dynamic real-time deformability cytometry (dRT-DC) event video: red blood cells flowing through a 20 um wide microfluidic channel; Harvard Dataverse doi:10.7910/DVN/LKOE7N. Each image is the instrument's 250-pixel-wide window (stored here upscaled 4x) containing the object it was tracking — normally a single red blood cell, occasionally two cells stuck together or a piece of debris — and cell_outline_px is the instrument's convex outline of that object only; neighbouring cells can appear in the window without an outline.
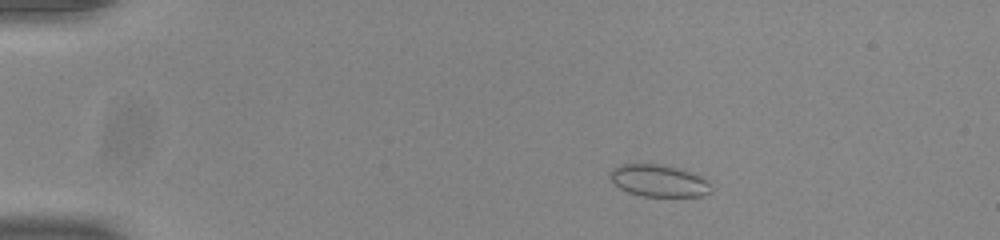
{"species": "common noctule bat (a hibernating species)", "species_latin": "Nyctalus noctula", "temperature_condition": "room temperature", "stored_images_in_passage": 47, "camera_frame_rate_fps": 3000, "um_per_image_px": 0.085, "animal": {"sex": "male", "body_mass_g": 20.0, "forearm_length_mm": 53.3}, "frame": {"image": 1, "passage_image": 3, "time_ms": 0.667, "image_size_px": [1000, 240], "cell_outline_px": [[712, 192], [704, 196], [644, 196], [628, 192], [620, 188], [608, 176], [612, 168], [624, 164], [660, 164], [676, 168], [700, 176], [708, 184]], "centroid_in_image_um": [55.96, 15.37], "position_along_channel_um": 29.0, "area_um2": 18.5}}
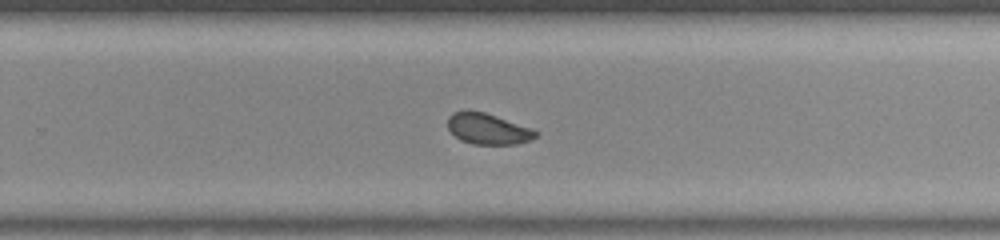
{"frame": {"image": 2, "passage_image": 29, "time_ms": 9.333, "image_size_px": [1000, 240], "cell_outline_px": [[536, 136], [528, 140], [516, 144], [472, 144], [460, 140], [448, 128], [448, 116], [452, 112], [468, 108], [484, 112], [532, 128], [536, 132]], "centroid_in_image_um": [41.4, 10.92], "position_along_channel_um": 288.4, "area_um2": 15.9}}
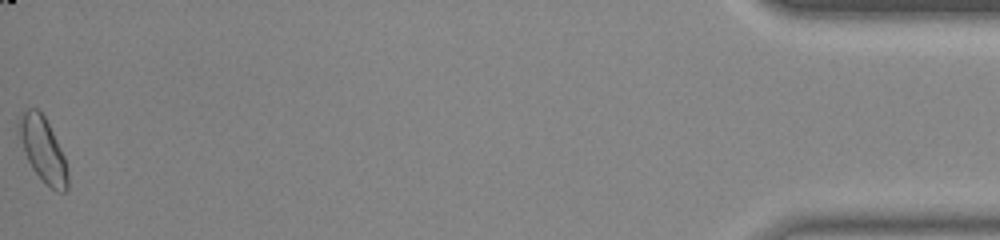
{"frame": {"image": 3, "passage_image": 47, "time_ms": 15.333, "image_size_px": [1000, 240], "cell_outline_px": [[68, 188], [64, 192], [56, 192], [32, 168], [24, 152], [16, 120], [20, 112], [28, 108], [36, 108], [44, 116], [64, 156], [68, 168]], "centroid_in_image_um": [3.64, 12.68], "position_along_channel_um": 431.6, "area_um2": 18.15}, "authors_computed_cell_mechanics": {"area_um2": 16.762, "velocity_mm_per_s": 3.88, "shape_relaxation_time_tau1_ms": null, "shape_relaxation_time_tau2_ms": 1.3229, "deformation_change_tau1": null, "deformation_change_tau2": 0.0493}}